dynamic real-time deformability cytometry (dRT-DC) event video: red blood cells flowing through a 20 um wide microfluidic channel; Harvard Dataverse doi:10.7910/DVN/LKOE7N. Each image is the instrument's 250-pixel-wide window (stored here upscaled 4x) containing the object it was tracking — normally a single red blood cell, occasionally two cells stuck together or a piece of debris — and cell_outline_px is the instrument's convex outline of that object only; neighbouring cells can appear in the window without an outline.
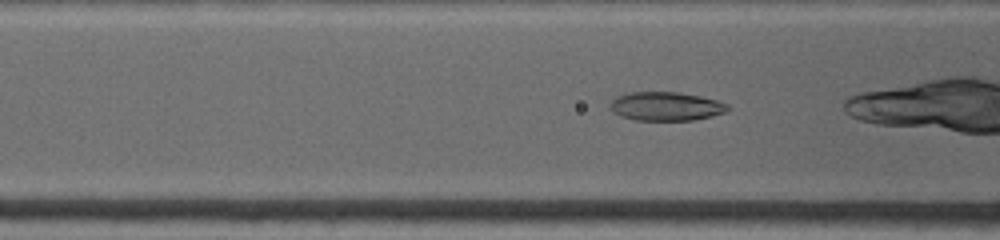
{"species": "common noctule bat (a hibernating species)", "species_latin": "Nyctalus noctula", "temperature_condition": "warm", "stored_images_in_passage": 41, "camera_frame_rate_fps": 4500, "um_per_image_px": 0.085, "animal": {"sex": "female", "body_mass_g": 19.0, "forearm_length_mm": 53.3}, "frame": {"image": 1, "passage_image": 7, "time_ms": 1.556, "image_size_px": [1000, 240], "cell_outline_px": [[728, 112], [712, 116], [692, 120], [636, 120], [620, 116], [612, 112], [608, 104], [616, 96], [628, 92], [680, 92], [700, 96], [716, 100], [728, 104]], "centroid_in_image_um": [56.58, 9.03], "position_along_channel_um": 110.0, "area_um2": 19.88}}
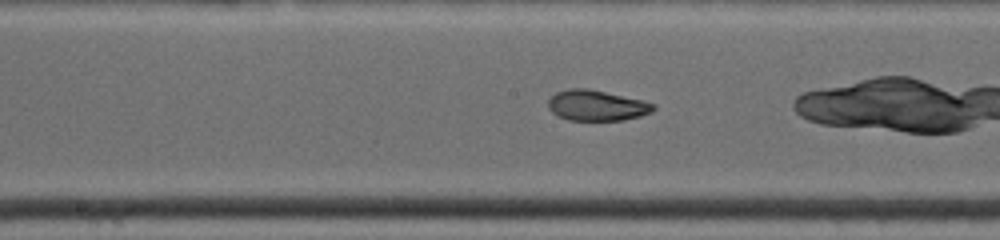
{"frame": {"image": 2, "passage_image": 15, "time_ms": 3.778, "image_size_px": [1000, 240], "cell_outline_px": [[656, 108], [652, 112], [640, 116], [624, 120], [568, 120], [552, 112], [548, 108], [548, 100], [556, 92], [568, 88], [588, 88], [644, 100], [656, 104]], "centroid_in_image_um": [50.74, 8.95], "position_along_channel_um": 197.5, "area_um2": 18.9}}
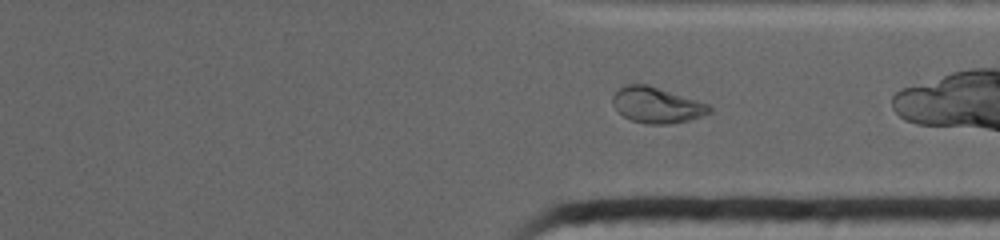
{"frame": {"image": 3, "passage_image": 30, "time_ms": 7.778, "image_size_px": [1000, 240], "cell_outline_px": [[712, 112], [688, 120], [672, 124], [648, 124], [632, 120], [624, 116], [616, 108], [612, 100], [612, 96], [620, 88], [628, 84], [648, 84], [712, 104]], "centroid_in_image_um": [55.88, 8.92], "position_along_channel_um": 355.5, "area_um2": 20.23}}